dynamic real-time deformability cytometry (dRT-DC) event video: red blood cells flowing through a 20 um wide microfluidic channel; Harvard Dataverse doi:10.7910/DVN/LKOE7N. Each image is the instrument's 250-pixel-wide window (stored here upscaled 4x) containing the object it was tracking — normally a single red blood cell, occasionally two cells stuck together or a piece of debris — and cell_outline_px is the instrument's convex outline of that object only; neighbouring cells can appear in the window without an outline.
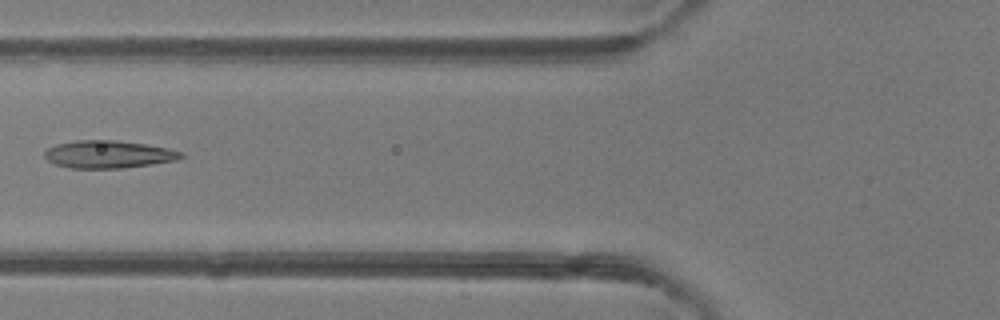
{"species": "common noctule bat (a hibernating species)", "species_latin": "Nyctalus noctula", "temperature_condition": "room temperature", "stored_images_in_passage": 4, "camera_frame_rate_fps": 3000, "um_per_image_px": 0.085, "animal": {"sex": "female"}, "frame": {"image": 1, "passage_image": 4, "time_ms": 1.0, "image_size_px": [1000, 320], "cell_outline_px": [[184, 156], [176, 160], [124, 168], [72, 168], [56, 164], [48, 160], [44, 156], [44, 152], [48, 148], [56, 144], [76, 140], [116, 140], [144, 144], [168, 148], [180, 152]], "centroid_in_image_um": [9.19, 13.11], "position_along_channel_um": 116.6, "area_um2": 21.73}}